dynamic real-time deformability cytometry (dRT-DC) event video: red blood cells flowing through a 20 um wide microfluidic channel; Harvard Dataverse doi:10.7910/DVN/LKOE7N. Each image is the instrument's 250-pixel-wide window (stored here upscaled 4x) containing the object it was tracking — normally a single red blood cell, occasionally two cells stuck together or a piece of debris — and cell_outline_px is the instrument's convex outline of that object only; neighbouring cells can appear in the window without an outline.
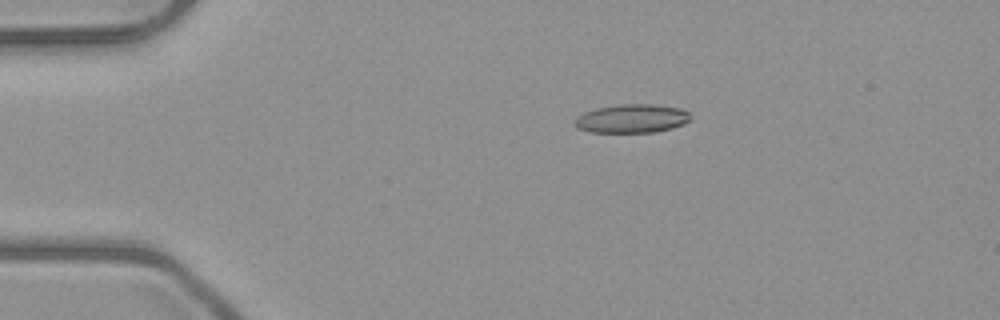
{"species": "common noctule bat (a hibernating species)", "species_latin": "Nyctalus noctula", "temperature_condition": "room temperature", "stored_images_in_passage": 6, "camera_frame_rate_fps": 3000, "um_per_image_px": 0.085, "animal": {"sex": "male", "body_mass_g": 23.1, "forearm_length_mm": 52.7}, "frame": {"image": 1, "passage_image": 4, "time_ms": 3.333, "image_size_px": [1000, 320], "cell_outline_px": [[688, 120], [684, 124], [672, 128], [652, 132], [592, 132], [580, 128], [572, 124], [572, 120], [576, 116], [584, 112], [596, 108], [620, 104], [652, 104], [680, 108], [688, 112]], "centroid_in_image_um": [53.65, 10.07], "position_along_channel_um": 31.4, "area_um2": 19.25}}